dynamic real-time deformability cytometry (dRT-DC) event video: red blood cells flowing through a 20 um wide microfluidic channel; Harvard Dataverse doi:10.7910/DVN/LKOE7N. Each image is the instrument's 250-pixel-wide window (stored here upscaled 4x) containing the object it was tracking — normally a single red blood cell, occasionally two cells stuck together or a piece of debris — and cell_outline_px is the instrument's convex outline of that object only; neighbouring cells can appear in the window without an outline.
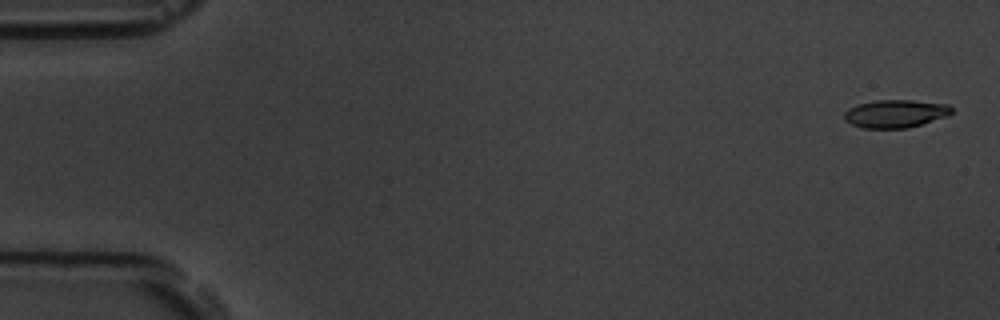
{"species": "common noctule bat (a hibernating species)", "species_latin": "Nyctalus noctula", "temperature_condition": "room temperature", "stored_images_in_passage": 6, "camera_frame_rate_fps": 3000, "um_per_image_px": 0.085, "animal": {"sex": "male", "body_mass_g": 19.5, "forearm_length_mm": 54.6}, "frame": {"image": 1, "passage_image": 1, "time_ms": 0.0, "image_size_px": [1000, 320], "cell_outline_px": [[952, 112], [948, 116], [908, 128], [864, 128], [852, 124], [844, 120], [844, 112], [848, 108], [860, 104], [876, 100], [912, 100], [948, 104], [952, 108]], "centroid_in_image_um": [76.12, 9.66], "position_along_channel_um": 8.9, "area_um2": 17.46}}
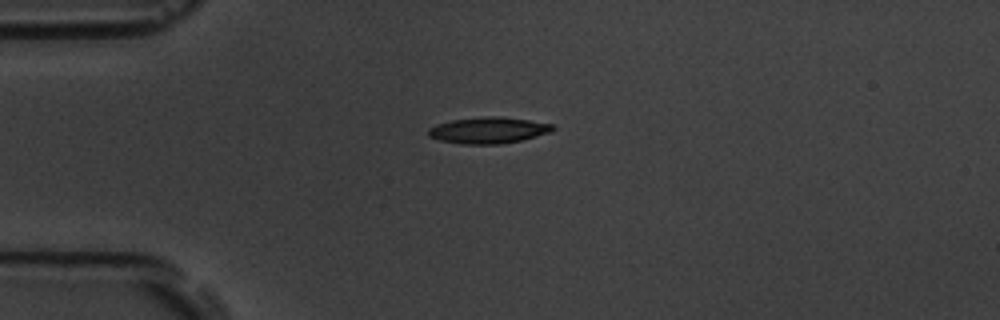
{"frame": {"image": 2, "passage_image": 4, "time_ms": 4.333, "image_size_px": [1000, 320], "cell_outline_px": [[556, 128], [552, 132], [524, 140], [500, 144], [460, 144], [440, 140], [428, 136], [428, 128], [436, 124], [452, 120], [484, 116], [500, 116], [528, 120], [552, 124]], "centroid_in_image_um": [41.53, 11.07], "position_along_channel_um": 43.5, "area_um2": 19.25}}
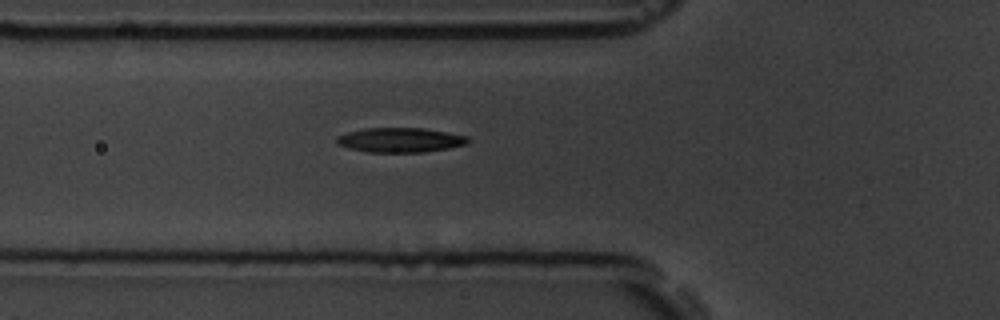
{"frame": {"image": 3, "passage_image": 6, "time_ms": 6.333, "image_size_px": [1000, 320], "cell_outline_px": [[468, 144], [448, 148], [424, 152], [368, 152], [348, 148], [336, 144], [336, 136], [348, 132], [364, 128], [424, 128], [468, 136]], "centroid_in_image_um": [33.99, 11.9], "position_along_channel_um": 91.8, "area_um2": 18.84}}